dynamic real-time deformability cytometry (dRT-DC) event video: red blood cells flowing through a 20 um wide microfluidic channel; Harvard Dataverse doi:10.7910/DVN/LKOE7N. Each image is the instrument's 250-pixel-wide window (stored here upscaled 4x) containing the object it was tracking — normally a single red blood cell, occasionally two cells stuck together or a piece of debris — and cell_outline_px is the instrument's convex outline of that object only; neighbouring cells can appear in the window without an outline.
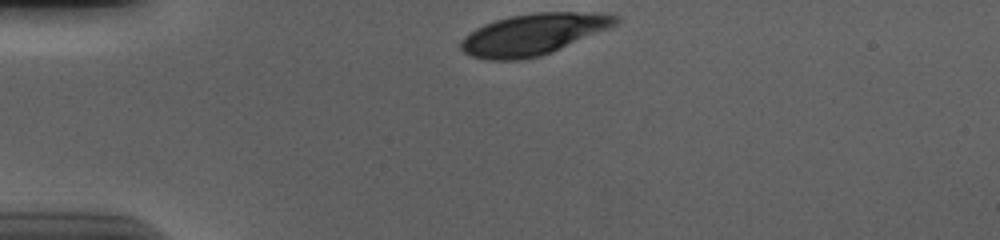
{"species": "human", "species_latin": "Homo sapiens", "temperature_condition": "cold", "stored_images_in_passage": 34, "camera_frame_rate_fps": 3000, "um_per_image_px": 0.085, "donor": {"sex": "male"}, "frame": {"image": 1, "passage_image": 1, "time_ms": 0.0, "image_size_px": [1000, 240], "cell_outline_px": [[620, 20], [616, 24], [608, 28], [552, 52], [540, 56], [520, 60], [488, 60], [472, 56], [464, 52], [460, 48], [460, 40], [464, 36], [476, 28], [484, 24], [508, 16], [536, 12], [596, 12], [620, 16]], "centroid_in_image_um": [45.31, 2.91], "position_along_channel_um": 39.7, "area_um2": 37.22}}
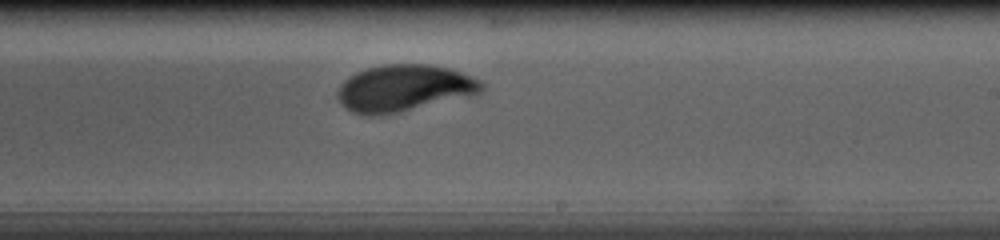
{"frame": {"image": 2, "passage_image": 22, "time_ms": 7.0, "image_size_px": [1000, 240], "cell_outline_px": [[484, 88], [480, 92], [468, 96], [400, 112], [376, 116], [364, 116], [352, 112], [344, 108], [340, 104], [336, 96], [336, 92], [340, 84], [348, 76], [356, 72], [368, 68], [384, 64], [428, 64], [448, 68], [460, 72], [480, 80], [484, 84]], "centroid_in_image_um": [34.27, 7.5], "position_along_channel_um": 254.7, "area_um2": 39.42}}
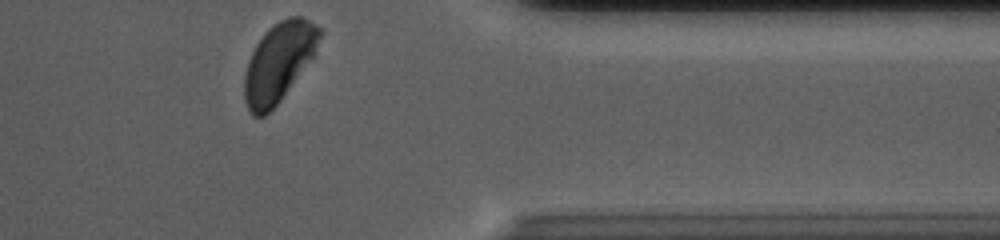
{"frame": {"image": 3, "passage_image": 34, "time_ms": 11.0, "image_size_px": [1000, 240], "cell_outline_px": [[324, 32], [312, 56], [280, 100], [264, 116], [252, 116], [248, 112], [244, 100], [244, 76], [248, 60], [256, 44], [268, 28], [280, 20], [288, 16], [300, 16], [324, 28]], "centroid_in_image_um": [23.68, 5.26], "position_along_channel_um": 387.7, "area_um2": 34.33}, "authors_computed_cell_mechanics": {"area_um2": 38.5237, "velocity_mm_per_s": 3.6485, "shape_relaxation_time_tau1_ms": 2.7115, "shape_relaxation_time_tau2_ms": null, "deformation_change_tau1": 0.1366, "deformation_change_tau2": null}}